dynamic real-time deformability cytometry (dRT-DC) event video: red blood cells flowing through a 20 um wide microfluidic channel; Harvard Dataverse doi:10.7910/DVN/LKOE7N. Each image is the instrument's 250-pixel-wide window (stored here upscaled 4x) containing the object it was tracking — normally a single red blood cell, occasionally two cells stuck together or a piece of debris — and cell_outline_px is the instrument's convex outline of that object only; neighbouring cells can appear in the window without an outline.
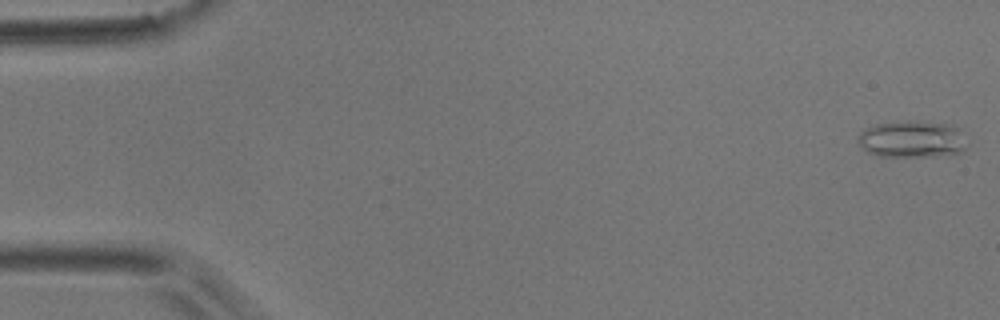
{"species": "common noctule bat (a hibernating species)", "species_latin": "Nyctalus noctula", "temperature_condition": "room temperature", "stored_images_in_passage": 6, "camera_frame_rate_fps": 3000, "um_per_image_px": 0.085, "animal": {"sex": "male", "body_mass_g": 17.9}, "frame": {"image": 1, "passage_image": 1, "time_ms": 0.0, "image_size_px": [1000, 320], "cell_outline_px": [[968, 144], [960, 152], [936, 156], [880, 156], [868, 152], [860, 144], [860, 132], [876, 124], [916, 120], [944, 124], [956, 128]], "centroid_in_image_um": [77.53, 11.84], "position_along_channel_um": 7.5, "area_um2": 22.83}}